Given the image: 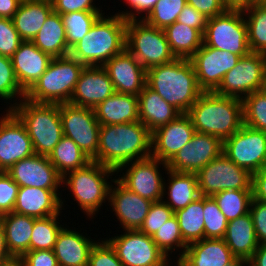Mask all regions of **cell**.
Here are the masks:
<instances>
[{
    "instance_id": "cell-1",
    "label": "cell",
    "mask_w": 266,
    "mask_h": 266,
    "mask_svg": "<svg viewBox=\"0 0 266 266\" xmlns=\"http://www.w3.org/2000/svg\"><path fill=\"white\" fill-rule=\"evenodd\" d=\"M152 133L140 121L100 125L97 156L92 160L117 170L151 157Z\"/></svg>"
},
{
    "instance_id": "cell-2",
    "label": "cell",
    "mask_w": 266,
    "mask_h": 266,
    "mask_svg": "<svg viewBox=\"0 0 266 266\" xmlns=\"http://www.w3.org/2000/svg\"><path fill=\"white\" fill-rule=\"evenodd\" d=\"M146 85L181 113H188L203 93L191 61L185 58L146 70Z\"/></svg>"
},
{
    "instance_id": "cell-3",
    "label": "cell",
    "mask_w": 266,
    "mask_h": 266,
    "mask_svg": "<svg viewBox=\"0 0 266 266\" xmlns=\"http://www.w3.org/2000/svg\"><path fill=\"white\" fill-rule=\"evenodd\" d=\"M127 18L118 13L102 14L88 33L70 50V55L85 66H103L121 54L126 45Z\"/></svg>"
},
{
    "instance_id": "cell-4",
    "label": "cell",
    "mask_w": 266,
    "mask_h": 266,
    "mask_svg": "<svg viewBox=\"0 0 266 266\" xmlns=\"http://www.w3.org/2000/svg\"><path fill=\"white\" fill-rule=\"evenodd\" d=\"M196 132L213 135L222 142L243 126L242 99L203 92L187 113Z\"/></svg>"
},
{
    "instance_id": "cell-5",
    "label": "cell",
    "mask_w": 266,
    "mask_h": 266,
    "mask_svg": "<svg viewBox=\"0 0 266 266\" xmlns=\"http://www.w3.org/2000/svg\"><path fill=\"white\" fill-rule=\"evenodd\" d=\"M114 174L116 170L91 161L85 167L69 172L63 177L62 185L65 189L61 192L67 188L70 192L68 194L72 193L70 196L74 197L72 200L78 204V208L87 218L93 219L103 203L109 202L110 187L116 178L112 177Z\"/></svg>"
},
{
    "instance_id": "cell-6",
    "label": "cell",
    "mask_w": 266,
    "mask_h": 266,
    "mask_svg": "<svg viewBox=\"0 0 266 266\" xmlns=\"http://www.w3.org/2000/svg\"><path fill=\"white\" fill-rule=\"evenodd\" d=\"M24 124L35 154L49 156L63 136L59 104L23 98L11 110Z\"/></svg>"
},
{
    "instance_id": "cell-7",
    "label": "cell",
    "mask_w": 266,
    "mask_h": 266,
    "mask_svg": "<svg viewBox=\"0 0 266 266\" xmlns=\"http://www.w3.org/2000/svg\"><path fill=\"white\" fill-rule=\"evenodd\" d=\"M84 66L70 54L53 58L25 98L35 103H68Z\"/></svg>"
},
{
    "instance_id": "cell-8",
    "label": "cell",
    "mask_w": 266,
    "mask_h": 266,
    "mask_svg": "<svg viewBox=\"0 0 266 266\" xmlns=\"http://www.w3.org/2000/svg\"><path fill=\"white\" fill-rule=\"evenodd\" d=\"M125 49L146 70L176 58L164 30L148 25L143 19H127Z\"/></svg>"
},
{
    "instance_id": "cell-9",
    "label": "cell",
    "mask_w": 266,
    "mask_h": 266,
    "mask_svg": "<svg viewBox=\"0 0 266 266\" xmlns=\"http://www.w3.org/2000/svg\"><path fill=\"white\" fill-rule=\"evenodd\" d=\"M203 44L240 57L249 54L251 50L243 11L226 9L222 14L209 18Z\"/></svg>"
},
{
    "instance_id": "cell-10",
    "label": "cell",
    "mask_w": 266,
    "mask_h": 266,
    "mask_svg": "<svg viewBox=\"0 0 266 266\" xmlns=\"http://www.w3.org/2000/svg\"><path fill=\"white\" fill-rule=\"evenodd\" d=\"M266 88V55L250 52L240 57L236 66L228 71L214 91L221 96L243 99Z\"/></svg>"
},
{
    "instance_id": "cell-11",
    "label": "cell",
    "mask_w": 266,
    "mask_h": 266,
    "mask_svg": "<svg viewBox=\"0 0 266 266\" xmlns=\"http://www.w3.org/2000/svg\"><path fill=\"white\" fill-rule=\"evenodd\" d=\"M201 196H213L225 190H252V174L237 166L223 153L197 173Z\"/></svg>"
},
{
    "instance_id": "cell-12",
    "label": "cell",
    "mask_w": 266,
    "mask_h": 266,
    "mask_svg": "<svg viewBox=\"0 0 266 266\" xmlns=\"http://www.w3.org/2000/svg\"><path fill=\"white\" fill-rule=\"evenodd\" d=\"M122 233L105 239L115 249L124 266H172L171 260L158 248L151 236L140 230H124Z\"/></svg>"
},
{
    "instance_id": "cell-13",
    "label": "cell",
    "mask_w": 266,
    "mask_h": 266,
    "mask_svg": "<svg viewBox=\"0 0 266 266\" xmlns=\"http://www.w3.org/2000/svg\"><path fill=\"white\" fill-rule=\"evenodd\" d=\"M159 166L165 172L168 170L166 163L153 157L132 161L116 170V179L142 198L152 202L160 201L163 198L164 173L160 171ZM119 172L122 175H119Z\"/></svg>"
},
{
    "instance_id": "cell-14",
    "label": "cell",
    "mask_w": 266,
    "mask_h": 266,
    "mask_svg": "<svg viewBox=\"0 0 266 266\" xmlns=\"http://www.w3.org/2000/svg\"><path fill=\"white\" fill-rule=\"evenodd\" d=\"M63 135L71 138L93 160L99 146L100 123L91 108L70 103L59 104Z\"/></svg>"
},
{
    "instance_id": "cell-15",
    "label": "cell",
    "mask_w": 266,
    "mask_h": 266,
    "mask_svg": "<svg viewBox=\"0 0 266 266\" xmlns=\"http://www.w3.org/2000/svg\"><path fill=\"white\" fill-rule=\"evenodd\" d=\"M223 154L251 174L266 167V133L245 124L223 142Z\"/></svg>"
},
{
    "instance_id": "cell-16",
    "label": "cell",
    "mask_w": 266,
    "mask_h": 266,
    "mask_svg": "<svg viewBox=\"0 0 266 266\" xmlns=\"http://www.w3.org/2000/svg\"><path fill=\"white\" fill-rule=\"evenodd\" d=\"M239 55L202 45L189 59L203 92L215 91L224 75L236 66Z\"/></svg>"
},
{
    "instance_id": "cell-17",
    "label": "cell",
    "mask_w": 266,
    "mask_h": 266,
    "mask_svg": "<svg viewBox=\"0 0 266 266\" xmlns=\"http://www.w3.org/2000/svg\"><path fill=\"white\" fill-rule=\"evenodd\" d=\"M223 153V142L205 133L195 132L191 140L167 163L175 172L197 173Z\"/></svg>"
},
{
    "instance_id": "cell-18",
    "label": "cell",
    "mask_w": 266,
    "mask_h": 266,
    "mask_svg": "<svg viewBox=\"0 0 266 266\" xmlns=\"http://www.w3.org/2000/svg\"><path fill=\"white\" fill-rule=\"evenodd\" d=\"M0 117V171L6 172L16 162L34 154L24 124L11 111Z\"/></svg>"
},
{
    "instance_id": "cell-19",
    "label": "cell",
    "mask_w": 266,
    "mask_h": 266,
    "mask_svg": "<svg viewBox=\"0 0 266 266\" xmlns=\"http://www.w3.org/2000/svg\"><path fill=\"white\" fill-rule=\"evenodd\" d=\"M6 173L19 187L62 189L63 177L48 156L33 154L12 165Z\"/></svg>"
},
{
    "instance_id": "cell-20",
    "label": "cell",
    "mask_w": 266,
    "mask_h": 266,
    "mask_svg": "<svg viewBox=\"0 0 266 266\" xmlns=\"http://www.w3.org/2000/svg\"><path fill=\"white\" fill-rule=\"evenodd\" d=\"M195 132L189 115L180 114L152 132L151 157L167 164L191 140Z\"/></svg>"
},
{
    "instance_id": "cell-21",
    "label": "cell",
    "mask_w": 266,
    "mask_h": 266,
    "mask_svg": "<svg viewBox=\"0 0 266 266\" xmlns=\"http://www.w3.org/2000/svg\"><path fill=\"white\" fill-rule=\"evenodd\" d=\"M108 203L124 231L140 230L153 202L128 190L115 178L110 187Z\"/></svg>"
},
{
    "instance_id": "cell-22",
    "label": "cell",
    "mask_w": 266,
    "mask_h": 266,
    "mask_svg": "<svg viewBox=\"0 0 266 266\" xmlns=\"http://www.w3.org/2000/svg\"><path fill=\"white\" fill-rule=\"evenodd\" d=\"M115 92L103 66H84L68 103L94 109Z\"/></svg>"
},
{
    "instance_id": "cell-23",
    "label": "cell",
    "mask_w": 266,
    "mask_h": 266,
    "mask_svg": "<svg viewBox=\"0 0 266 266\" xmlns=\"http://www.w3.org/2000/svg\"><path fill=\"white\" fill-rule=\"evenodd\" d=\"M107 71L115 92L138 96L146 85V69L126 49L108 60Z\"/></svg>"
},
{
    "instance_id": "cell-24",
    "label": "cell",
    "mask_w": 266,
    "mask_h": 266,
    "mask_svg": "<svg viewBox=\"0 0 266 266\" xmlns=\"http://www.w3.org/2000/svg\"><path fill=\"white\" fill-rule=\"evenodd\" d=\"M61 196L59 189L19 187L13 212L34 218L57 215L65 210Z\"/></svg>"
},
{
    "instance_id": "cell-25",
    "label": "cell",
    "mask_w": 266,
    "mask_h": 266,
    "mask_svg": "<svg viewBox=\"0 0 266 266\" xmlns=\"http://www.w3.org/2000/svg\"><path fill=\"white\" fill-rule=\"evenodd\" d=\"M11 59L20 87L27 92L44 74L53 58L32 41H23Z\"/></svg>"
},
{
    "instance_id": "cell-26",
    "label": "cell",
    "mask_w": 266,
    "mask_h": 266,
    "mask_svg": "<svg viewBox=\"0 0 266 266\" xmlns=\"http://www.w3.org/2000/svg\"><path fill=\"white\" fill-rule=\"evenodd\" d=\"M68 227L60 230L53 249L59 266H88L91 249L97 241L87 233H80L82 229Z\"/></svg>"
},
{
    "instance_id": "cell-27",
    "label": "cell",
    "mask_w": 266,
    "mask_h": 266,
    "mask_svg": "<svg viewBox=\"0 0 266 266\" xmlns=\"http://www.w3.org/2000/svg\"><path fill=\"white\" fill-rule=\"evenodd\" d=\"M236 257L223 238H204L191 243L174 266H225Z\"/></svg>"
},
{
    "instance_id": "cell-28",
    "label": "cell",
    "mask_w": 266,
    "mask_h": 266,
    "mask_svg": "<svg viewBox=\"0 0 266 266\" xmlns=\"http://www.w3.org/2000/svg\"><path fill=\"white\" fill-rule=\"evenodd\" d=\"M139 121L152 133L182 114L156 91L144 86L138 95Z\"/></svg>"
},
{
    "instance_id": "cell-29",
    "label": "cell",
    "mask_w": 266,
    "mask_h": 266,
    "mask_svg": "<svg viewBox=\"0 0 266 266\" xmlns=\"http://www.w3.org/2000/svg\"><path fill=\"white\" fill-rule=\"evenodd\" d=\"M164 173L168 178H164L162 200L174 212L186 208L201 196L196 173L175 172L169 169Z\"/></svg>"
},
{
    "instance_id": "cell-30",
    "label": "cell",
    "mask_w": 266,
    "mask_h": 266,
    "mask_svg": "<svg viewBox=\"0 0 266 266\" xmlns=\"http://www.w3.org/2000/svg\"><path fill=\"white\" fill-rule=\"evenodd\" d=\"M100 125L139 121L138 96L114 92L94 108Z\"/></svg>"
},
{
    "instance_id": "cell-31",
    "label": "cell",
    "mask_w": 266,
    "mask_h": 266,
    "mask_svg": "<svg viewBox=\"0 0 266 266\" xmlns=\"http://www.w3.org/2000/svg\"><path fill=\"white\" fill-rule=\"evenodd\" d=\"M53 11L51 0L21 2L12 21L23 41H32Z\"/></svg>"
},
{
    "instance_id": "cell-32",
    "label": "cell",
    "mask_w": 266,
    "mask_h": 266,
    "mask_svg": "<svg viewBox=\"0 0 266 266\" xmlns=\"http://www.w3.org/2000/svg\"><path fill=\"white\" fill-rule=\"evenodd\" d=\"M223 239L236 258L248 261L259 245L250 213L229 221Z\"/></svg>"
},
{
    "instance_id": "cell-33",
    "label": "cell",
    "mask_w": 266,
    "mask_h": 266,
    "mask_svg": "<svg viewBox=\"0 0 266 266\" xmlns=\"http://www.w3.org/2000/svg\"><path fill=\"white\" fill-rule=\"evenodd\" d=\"M6 239L8 252L20 258L30 251V238L34 226V217L14 212L3 214L0 220Z\"/></svg>"
},
{
    "instance_id": "cell-34",
    "label": "cell",
    "mask_w": 266,
    "mask_h": 266,
    "mask_svg": "<svg viewBox=\"0 0 266 266\" xmlns=\"http://www.w3.org/2000/svg\"><path fill=\"white\" fill-rule=\"evenodd\" d=\"M32 42L52 58L69 55L71 49L67 44L61 14L52 11Z\"/></svg>"
},
{
    "instance_id": "cell-35",
    "label": "cell",
    "mask_w": 266,
    "mask_h": 266,
    "mask_svg": "<svg viewBox=\"0 0 266 266\" xmlns=\"http://www.w3.org/2000/svg\"><path fill=\"white\" fill-rule=\"evenodd\" d=\"M171 52L176 58L190 59L203 45V34L190 26L175 21L164 29Z\"/></svg>"
},
{
    "instance_id": "cell-36",
    "label": "cell",
    "mask_w": 266,
    "mask_h": 266,
    "mask_svg": "<svg viewBox=\"0 0 266 266\" xmlns=\"http://www.w3.org/2000/svg\"><path fill=\"white\" fill-rule=\"evenodd\" d=\"M48 158L62 177L69 172L85 167L92 161L71 138L65 135L62 136Z\"/></svg>"
},
{
    "instance_id": "cell-37",
    "label": "cell",
    "mask_w": 266,
    "mask_h": 266,
    "mask_svg": "<svg viewBox=\"0 0 266 266\" xmlns=\"http://www.w3.org/2000/svg\"><path fill=\"white\" fill-rule=\"evenodd\" d=\"M204 196L190 203L186 208L174 212L184 242L189 245L205 238L204 232Z\"/></svg>"
},
{
    "instance_id": "cell-38",
    "label": "cell",
    "mask_w": 266,
    "mask_h": 266,
    "mask_svg": "<svg viewBox=\"0 0 266 266\" xmlns=\"http://www.w3.org/2000/svg\"><path fill=\"white\" fill-rule=\"evenodd\" d=\"M243 13L251 52L266 55V2L259 0Z\"/></svg>"
},
{
    "instance_id": "cell-39",
    "label": "cell",
    "mask_w": 266,
    "mask_h": 266,
    "mask_svg": "<svg viewBox=\"0 0 266 266\" xmlns=\"http://www.w3.org/2000/svg\"><path fill=\"white\" fill-rule=\"evenodd\" d=\"M152 240L171 261L172 258L170 256L172 253H174V255L177 253L175 258H177L176 260L178 261L183 256L188 246L181 236L179 222L175 215L158 228V231L153 234Z\"/></svg>"
},
{
    "instance_id": "cell-40",
    "label": "cell",
    "mask_w": 266,
    "mask_h": 266,
    "mask_svg": "<svg viewBox=\"0 0 266 266\" xmlns=\"http://www.w3.org/2000/svg\"><path fill=\"white\" fill-rule=\"evenodd\" d=\"M53 215L47 218H34V226L30 238V251L53 250L58 233L64 227L60 224L59 216Z\"/></svg>"
},
{
    "instance_id": "cell-41",
    "label": "cell",
    "mask_w": 266,
    "mask_h": 266,
    "mask_svg": "<svg viewBox=\"0 0 266 266\" xmlns=\"http://www.w3.org/2000/svg\"><path fill=\"white\" fill-rule=\"evenodd\" d=\"M102 14H104L103 11H76L61 14L70 49L88 33Z\"/></svg>"
},
{
    "instance_id": "cell-42",
    "label": "cell",
    "mask_w": 266,
    "mask_h": 266,
    "mask_svg": "<svg viewBox=\"0 0 266 266\" xmlns=\"http://www.w3.org/2000/svg\"><path fill=\"white\" fill-rule=\"evenodd\" d=\"M228 222L249 213L252 190H225L212 196Z\"/></svg>"
},
{
    "instance_id": "cell-43",
    "label": "cell",
    "mask_w": 266,
    "mask_h": 266,
    "mask_svg": "<svg viewBox=\"0 0 266 266\" xmlns=\"http://www.w3.org/2000/svg\"><path fill=\"white\" fill-rule=\"evenodd\" d=\"M25 93L26 92L20 87L16 78L12 59L0 55V99H2L4 103L7 102V106L10 104V106L5 109L12 110V108L25 98Z\"/></svg>"
},
{
    "instance_id": "cell-44",
    "label": "cell",
    "mask_w": 266,
    "mask_h": 266,
    "mask_svg": "<svg viewBox=\"0 0 266 266\" xmlns=\"http://www.w3.org/2000/svg\"><path fill=\"white\" fill-rule=\"evenodd\" d=\"M243 124L266 133V88L242 99Z\"/></svg>"
},
{
    "instance_id": "cell-45",
    "label": "cell",
    "mask_w": 266,
    "mask_h": 266,
    "mask_svg": "<svg viewBox=\"0 0 266 266\" xmlns=\"http://www.w3.org/2000/svg\"><path fill=\"white\" fill-rule=\"evenodd\" d=\"M187 0H158L152 10L142 18L148 25L165 29L177 21Z\"/></svg>"
},
{
    "instance_id": "cell-46",
    "label": "cell",
    "mask_w": 266,
    "mask_h": 266,
    "mask_svg": "<svg viewBox=\"0 0 266 266\" xmlns=\"http://www.w3.org/2000/svg\"><path fill=\"white\" fill-rule=\"evenodd\" d=\"M203 214L205 238H224L228 220L213 197L204 196Z\"/></svg>"
},
{
    "instance_id": "cell-47",
    "label": "cell",
    "mask_w": 266,
    "mask_h": 266,
    "mask_svg": "<svg viewBox=\"0 0 266 266\" xmlns=\"http://www.w3.org/2000/svg\"><path fill=\"white\" fill-rule=\"evenodd\" d=\"M172 216H174V211L163 200L155 201L152 203L140 231L152 237L158 228Z\"/></svg>"
},
{
    "instance_id": "cell-48",
    "label": "cell",
    "mask_w": 266,
    "mask_h": 266,
    "mask_svg": "<svg viewBox=\"0 0 266 266\" xmlns=\"http://www.w3.org/2000/svg\"><path fill=\"white\" fill-rule=\"evenodd\" d=\"M88 266H124L115 249L105 239L98 238L89 255Z\"/></svg>"
},
{
    "instance_id": "cell-49",
    "label": "cell",
    "mask_w": 266,
    "mask_h": 266,
    "mask_svg": "<svg viewBox=\"0 0 266 266\" xmlns=\"http://www.w3.org/2000/svg\"><path fill=\"white\" fill-rule=\"evenodd\" d=\"M22 42L12 19L0 17V55L11 58Z\"/></svg>"
},
{
    "instance_id": "cell-50",
    "label": "cell",
    "mask_w": 266,
    "mask_h": 266,
    "mask_svg": "<svg viewBox=\"0 0 266 266\" xmlns=\"http://www.w3.org/2000/svg\"><path fill=\"white\" fill-rule=\"evenodd\" d=\"M19 186L4 171L0 172V212H13Z\"/></svg>"
},
{
    "instance_id": "cell-51",
    "label": "cell",
    "mask_w": 266,
    "mask_h": 266,
    "mask_svg": "<svg viewBox=\"0 0 266 266\" xmlns=\"http://www.w3.org/2000/svg\"><path fill=\"white\" fill-rule=\"evenodd\" d=\"M249 213L259 244H266V203L252 198Z\"/></svg>"
},
{
    "instance_id": "cell-52",
    "label": "cell",
    "mask_w": 266,
    "mask_h": 266,
    "mask_svg": "<svg viewBox=\"0 0 266 266\" xmlns=\"http://www.w3.org/2000/svg\"><path fill=\"white\" fill-rule=\"evenodd\" d=\"M19 259L21 266H59L53 250L27 251Z\"/></svg>"
},
{
    "instance_id": "cell-53",
    "label": "cell",
    "mask_w": 266,
    "mask_h": 266,
    "mask_svg": "<svg viewBox=\"0 0 266 266\" xmlns=\"http://www.w3.org/2000/svg\"><path fill=\"white\" fill-rule=\"evenodd\" d=\"M53 11L66 14L76 11H103L97 7L95 0H51Z\"/></svg>"
},
{
    "instance_id": "cell-54",
    "label": "cell",
    "mask_w": 266,
    "mask_h": 266,
    "mask_svg": "<svg viewBox=\"0 0 266 266\" xmlns=\"http://www.w3.org/2000/svg\"><path fill=\"white\" fill-rule=\"evenodd\" d=\"M207 20L208 18L206 16L197 11L193 6L187 4L179 14L177 22L193 27L203 34L207 25Z\"/></svg>"
},
{
    "instance_id": "cell-55",
    "label": "cell",
    "mask_w": 266,
    "mask_h": 266,
    "mask_svg": "<svg viewBox=\"0 0 266 266\" xmlns=\"http://www.w3.org/2000/svg\"><path fill=\"white\" fill-rule=\"evenodd\" d=\"M157 1L158 0H125L124 2L128 4L126 5L128 6L127 9H130H124V11L120 10L116 13L123 15L127 19H142L152 10Z\"/></svg>"
},
{
    "instance_id": "cell-56",
    "label": "cell",
    "mask_w": 266,
    "mask_h": 266,
    "mask_svg": "<svg viewBox=\"0 0 266 266\" xmlns=\"http://www.w3.org/2000/svg\"><path fill=\"white\" fill-rule=\"evenodd\" d=\"M187 4L193 6L208 19L222 14L226 10L221 0H187Z\"/></svg>"
},
{
    "instance_id": "cell-57",
    "label": "cell",
    "mask_w": 266,
    "mask_h": 266,
    "mask_svg": "<svg viewBox=\"0 0 266 266\" xmlns=\"http://www.w3.org/2000/svg\"><path fill=\"white\" fill-rule=\"evenodd\" d=\"M253 199L266 203V167L252 174Z\"/></svg>"
},
{
    "instance_id": "cell-58",
    "label": "cell",
    "mask_w": 266,
    "mask_h": 266,
    "mask_svg": "<svg viewBox=\"0 0 266 266\" xmlns=\"http://www.w3.org/2000/svg\"><path fill=\"white\" fill-rule=\"evenodd\" d=\"M20 3V0H0V17L12 19Z\"/></svg>"
},
{
    "instance_id": "cell-59",
    "label": "cell",
    "mask_w": 266,
    "mask_h": 266,
    "mask_svg": "<svg viewBox=\"0 0 266 266\" xmlns=\"http://www.w3.org/2000/svg\"><path fill=\"white\" fill-rule=\"evenodd\" d=\"M248 266H266V244H259L252 257L248 260Z\"/></svg>"
},
{
    "instance_id": "cell-60",
    "label": "cell",
    "mask_w": 266,
    "mask_h": 266,
    "mask_svg": "<svg viewBox=\"0 0 266 266\" xmlns=\"http://www.w3.org/2000/svg\"><path fill=\"white\" fill-rule=\"evenodd\" d=\"M223 6L229 10H245L259 0H221Z\"/></svg>"
},
{
    "instance_id": "cell-61",
    "label": "cell",
    "mask_w": 266,
    "mask_h": 266,
    "mask_svg": "<svg viewBox=\"0 0 266 266\" xmlns=\"http://www.w3.org/2000/svg\"><path fill=\"white\" fill-rule=\"evenodd\" d=\"M10 257L12 256L8 252L4 230L0 222V263L6 261Z\"/></svg>"
},
{
    "instance_id": "cell-62",
    "label": "cell",
    "mask_w": 266,
    "mask_h": 266,
    "mask_svg": "<svg viewBox=\"0 0 266 266\" xmlns=\"http://www.w3.org/2000/svg\"><path fill=\"white\" fill-rule=\"evenodd\" d=\"M0 266H21L20 259L15 256H12L6 261L0 263Z\"/></svg>"
},
{
    "instance_id": "cell-63",
    "label": "cell",
    "mask_w": 266,
    "mask_h": 266,
    "mask_svg": "<svg viewBox=\"0 0 266 266\" xmlns=\"http://www.w3.org/2000/svg\"><path fill=\"white\" fill-rule=\"evenodd\" d=\"M225 266H248V261L240 258H235L231 263Z\"/></svg>"
},
{
    "instance_id": "cell-64",
    "label": "cell",
    "mask_w": 266,
    "mask_h": 266,
    "mask_svg": "<svg viewBox=\"0 0 266 266\" xmlns=\"http://www.w3.org/2000/svg\"><path fill=\"white\" fill-rule=\"evenodd\" d=\"M21 2H25V1H33V0H20Z\"/></svg>"
},
{
    "instance_id": "cell-65",
    "label": "cell",
    "mask_w": 266,
    "mask_h": 266,
    "mask_svg": "<svg viewBox=\"0 0 266 266\" xmlns=\"http://www.w3.org/2000/svg\"><path fill=\"white\" fill-rule=\"evenodd\" d=\"M2 217H3V214L0 212V220H1Z\"/></svg>"
}]
</instances>
